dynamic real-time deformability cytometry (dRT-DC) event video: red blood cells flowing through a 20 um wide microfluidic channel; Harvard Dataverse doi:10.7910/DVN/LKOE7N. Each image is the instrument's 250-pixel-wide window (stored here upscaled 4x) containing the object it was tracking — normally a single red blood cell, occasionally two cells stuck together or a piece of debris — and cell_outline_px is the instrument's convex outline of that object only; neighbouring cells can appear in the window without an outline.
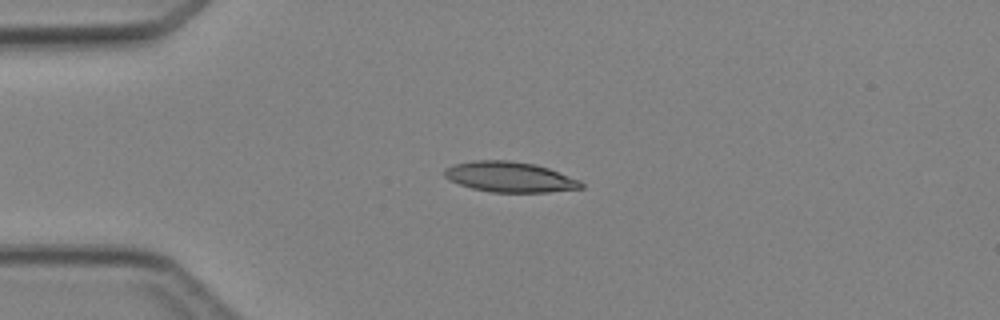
{"species": "Egyptian fruit bat (a non-hibernating species)", "species_latin": "Rousettus aegyptiacus", "temperature_condition": "cold", "stored_images_in_passage": 4, "camera_frame_rate_fps": 3000, "um_per_image_px": 0.085, "animal": {"sex": "female"}, "frame": {"image": 1, "passage_image": 2, "time_ms": 1.0, "image_size_px": [1000, 320], "cell_outline_px": [[584, 188], [548, 192], [492, 192], [472, 188], [460, 184], [444, 176], [444, 168], [456, 164], [472, 160], [508, 160], [536, 164], [548, 168], [580, 180], [584, 184]], "centroid_in_image_um": [43.36, 15.04], "position_along_channel_um": 41.6, "area_um2": 24.1}}
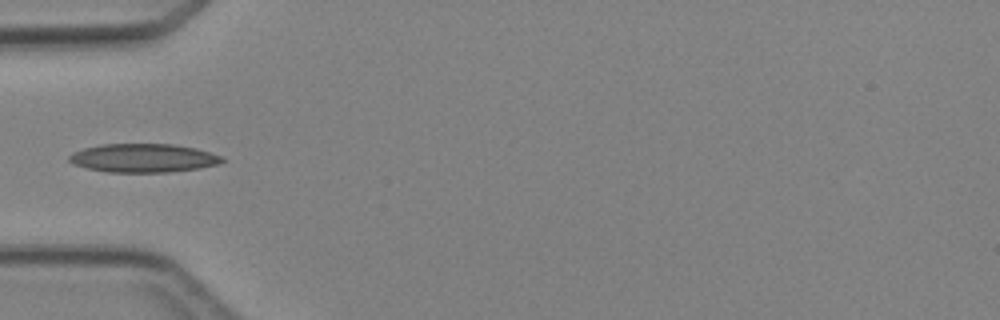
{"frame": {"image": 2, "passage_image": 3, "time_ms": 2.333, "image_size_px": [1000, 320], "cell_outline_px": [[224, 160], [220, 164], [200, 168], [168, 172], [108, 172], [88, 168], [72, 164], [68, 160], [68, 156], [72, 152], [84, 148], [100, 144], [176, 144], [196, 148], [224, 156]], "centroid_in_image_um": [12.2, 13.43], "position_along_channel_um": 72.8, "area_um2": 25.72}}
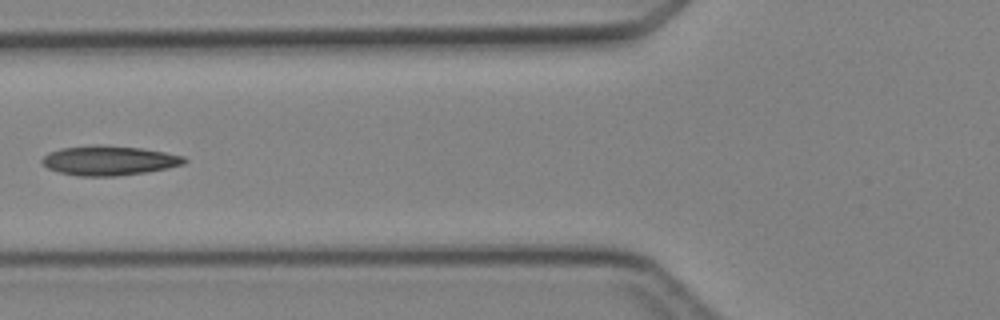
{"frame": {"image": 3, "passage_image": 4, "time_ms": 3.333, "image_size_px": [1000, 320], "cell_outline_px": [[188, 160], [184, 164], [168, 168], [144, 172], [116, 176], [80, 176], [60, 172], [48, 168], [40, 160], [48, 152], [60, 148], [100, 144], [140, 148], [164, 152], [184, 156]], "centroid_in_image_um": [9.27, 13.63], "position_along_channel_um": 116.5, "area_um2": 24.45}}